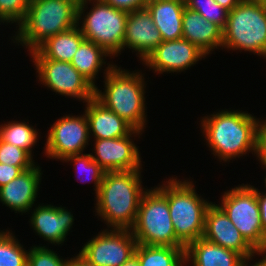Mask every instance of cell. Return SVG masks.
Instances as JSON below:
<instances>
[{"mask_svg":"<svg viewBox=\"0 0 266 266\" xmlns=\"http://www.w3.org/2000/svg\"><path fill=\"white\" fill-rule=\"evenodd\" d=\"M69 259L59 258L57 253L45 246H33L27 256V266H68Z\"/></svg>","mask_w":266,"mask_h":266,"instance_id":"obj_32","label":"cell"},{"mask_svg":"<svg viewBox=\"0 0 266 266\" xmlns=\"http://www.w3.org/2000/svg\"><path fill=\"white\" fill-rule=\"evenodd\" d=\"M201 126L208 146L221 161H229L247 152L258 153L262 121L240 110H222L202 117Z\"/></svg>","mask_w":266,"mask_h":266,"instance_id":"obj_1","label":"cell"},{"mask_svg":"<svg viewBox=\"0 0 266 266\" xmlns=\"http://www.w3.org/2000/svg\"><path fill=\"white\" fill-rule=\"evenodd\" d=\"M122 266H140L138 258L134 255L128 261H126Z\"/></svg>","mask_w":266,"mask_h":266,"instance_id":"obj_40","label":"cell"},{"mask_svg":"<svg viewBox=\"0 0 266 266\" xmlns=\"http://www.w3.org/2000/svg\"><path fill=\"white\" fill-rule=\"evenodd\" d=\"M64 208L50 204L43 206L39 204L30 217L33 230L44 240L54 245H59L65 241L73 225V214Z\"/></svg>","mask_w":266,"mask_h":266,"instance_id":"obj_18","label":"cell"},{"mask_svg":"<svg viewBox=\"0 0 266 266\" xmlns=\"http://www.w3.org/2000/svg\"><path fill=\"white\" fill-rule=\"evenodd\" d=\"M257 202L260 210L261 223L263 225V236L266 240V193L258 191L257 189Z\"/></svg>","mask_w":266,"mask_h":266,"instance_id":"obj_36","label":"cell"},{"mask_svg":"<svg viewBox=\"0 0 266 266\" xmlns=\"http://www.w3.org/2000/svg\"><path fill=\"white\" fill-rule=\"evenodd\" d=\"M185 247L151 246L137 243L134 255L140 266H184Z\"/></svg>","mask_w":266,"mask_h":266,"instance_id":"obj_25","label":"cell"},{"mask_svg":"<svg viewBox=\"0 0 266 266\" xmlns=\"http://www.w3.org/2000/svg\"><path fill=\"white\" fill-rule=\"evenodd\" d=\"M223 48L249 51L266 58V5L241 0L228 11Z\"/></svg>","mask_w":266,"mask_h":266,"instance_id":"obj_6","label":"cell"},{"mask_svg":"<svg viewBox=\"0 0 266 266\" xmlns=\"http://www.w3.org/2000/svg\"><path fill=\"white\" fill-rule=\"evenodd\" d=\"M133 130L129 135L113 139H95V160L105 172L142 169L139 149L130 137L142 134Z\"/></svg>","mask_w":266,"mask_h":266,"instance_id":"obj_13","label":"cell"},{"mask_svg":"<svg viewBox=\"0 0 266 266\" xmlns=\"http://www.w3.org/2000/svg\"><path fill=\"white\" fill-rule=\"evenodd\" d=\"M131 231L139 244L185 247L176 238L168 199L157 188L146 189Z\"/></svg>","mask_w":266,"mask_h":266,"instance_id":"obj_8","label":"cell"},{"mask_svg":"<svg viewBox=\"0 0 266 266\" xmlns=\"http://www.w3.org/2000/svg\"><path fill=\"white\" fill-rule=\"evenodd\" d=\"M259 255L263 256L261 260H259L258 262H255V264L249 265L248 262L250 260H252V258L254 256L248 257V258H244L243 261L240 263L239 266H266V257L261 253L258 252Z\"/></svg>","mask_w":266,"mask_h":266,"instance_id":"obj_38","label":"cell"},{"mask_svg":"<svg viewBox=\"0 0 266 266\" xmlns=\"http://www.w3.org/2000/svg\"><path fill=\"white\" fill-rule=\"evenodd\" d=\"M31 0H0V22L18 23L24 21Z\"/></svg>","mask_w":266,"mask_h":266,"instance_id":"obj_31","label":"cell"},{"mask_svg":"<svg viewBox=\"0 0 266 266\" xmlns=\"http://www.w3.org/2000/svg\"><path fill=\"white\" fill-rule=\"evenodd\" d=\"M206 57L196 45L184 38L162 41L146 59L145 66L153 69L155 73L182 72L194 66L197 61Z\"/></svg>","mask_w":266,"mask_h":266,"instance_id":"obj_14","label":"cell"},{"mask_svg":"<svg viewBox=\"0 0 266 266\" xmlns=\"http://www.w3.org/2000/svg\"><path fill=\"white\" fill-rule=\"evenodd\" d=\"M203 238L239 253L243 258L258 255L217 204L211 203L207 209Z\"/></svg>","mask_w":266,"mask_h":266,"instance_id":"obj_15","label":"cell"},{"mask_svg":"<svg viewBox=\"0 0 266 266\" xmlns=\"http://www.w3.org/2000/svg\"><path fill=\"white\" fill-rule=\"evenodd\" d=\"M116 9L125 10L127 12L134 11L139 8L146 7L149 0H103Z\"/></svg>","mask_w":266,"mask_h":266,"instance_id":"obj_34","label":"cell"},{"mask_svg":"<svg viewBox=\"0 0 266 266\" xmlns=\"http://www.w3.org/2000/svg\"><path fill=\"white\" fill-rule=\"evenodd\" d=\"M89 135L94 139H113L129 135L134 128L95 97L87 101L85 112ZM91 133V134H90Z\"/></svg>","mask_w":266,"mask_h":266,"instance_id":"obj_19","label":"cell"},{"mask_svg":"<svg viewBox=\"0 0 266 266\" xmlns=\"http://www.w3.org/2000/svg\"><path fill=\"white\" fill-rule=\"evenodd\" d=\"M162 41L147 7L128 12L122 50L125 46L135 50L144 61Z\"/></svg>","mask_w":266,"mask_h":266,"instance_id":"obj_16","label":"cell"},{"mask_svg":"<svg viewBox=\"0 0 266 266\" xmlns=\"http://www.w3.org/2000/svg\"><path fill=\"white\" fill-rule=\"evenodd\" d=\"M104 71L105 90L102 92L96 87L95 98L135 130L143 131L147 121L144 97L146 84L142 73H131L112 64Z\"/></svg>","mask_w":266,"mask_h":266,"instance_id":"obj_3","label":"cell"},{"mask_svg":"<svg viewBox=\"0 0 266 266\" xmlns=\"http://www.w3.org/2000/svg\"><path fill=\"white\" fill-rule=\"evenodd\" d=\"M79 1L31 0L25 19L13 36L16 43L31 52L49 37L75 27L78 25Z\"/></svg>","mask_w":266,"mask_h":266,"instance_id":"obj_4","label":"cell"},{"mask_svg":"<svg viewBox=\"0 0 266 266\" xmlns=\"http://www.w3.org/2000/svg\"><path fill=\"white\" fill-rule=\"evenodd\" d=\"M41 174L40 167L36 165L0 187L1 203L16 211L15 213L32 210L30 208L36 201Z\"/></svg>","mask_w":266,"mask_h":266,"instance_id":"obj_17","label":"cell"},{"mask_svg":"<svg viewBox=\"0 0 266 266\" xmlns=\"http://www.w3.org/2000/svg\"><path fill=\"white\" fill-rule=\"evenodd\" d=\"M220 6L231 11L241 0H215Z\"/></svg>","mask_w":266,"mask_h":266,"instance_id":"obj_39","label":"cell"},{"mask_svg":"<svg viewBox=\"0 0 266 266\" xmlns=\"http://www.w3.org/2000/svg\"><path fill=\"white\" fill-rule=\"evenodd\" d=\"M0 163L17 167H34L35 162L32 155L22 148L0 139Z\"/></svg>","mask_w":266,"mask_h":266,"instance_id":"obj_30","label":"cell"},{"mask_svg":"<svg viewBox=\"0 0 266 266\" xmlns=\"http://www.w3.org/2000/svg\"><path fill=\"white\" fill-rule=\"evenodd\" d=\"M31 168L32 167H17L0 163V187L8 184L11 180L18 177L23 171Z\"/></svg>","mask_w":266,"mask_h":266,"instance_id":"obj_33","label":"cell"},{"mask_svg":"<svg viewBox=\"0 0 266 266\" xmlns=\"http://www.w3.org/2000/svg\"><path fill=\"white\" fill-rule=\"evenodd\" d=\"M90 136L86 113L81 116L66 115L50 128L45 144V156L63 160L72 154H81Z\"/></svg>","mask_w":266,"mask_h":266,"instance_id":"obj_12","label":"cell"},{"mask_svg":"<svg viewBox=\"0 0 266 266\" xmlns=\"http://www.w3.org/2000/svg\"><path fill=\"white\" fill-rule=\"evenodd\" d=\"M107 56L111 57L102 47L85 39L74 54L71 64L96 88V75L106 63L104 57Z\"/></svg>","mask_w":266,"mask_h":266,"instance_id":"obj_24","label":"cell"},{"mask_svg":"<svg viewBox=\"0 0 266 266\" xmlns=\"http://www.w3.org/2000/svg\"><path fill=\"white\" fill-rule=\"evenodd\" d=\"M28 251L24 250L13 233L0 232V266H27Z\"/></svg>","mask_w":266,"mask_h":266,"instance_id":"obj_27","label":"cell"},{"mask_svg":"<svg viewBox=\"0 0 266 266\" xmlns=\"http://www.w3.org/2000/svg\"><path fill=\"white\" fill-rule=\"evenodd\" d=\"M253 1L259 2L262 5H266V0H253Z\"/></svg>","mask_w":266,"mask_h":266,"instance_id":"obj_41","label":"cell"},{"mask_svg":"<svg viewBox=\"0 0 266 266\" xmlns=\"http://www.w3.org/2000/svg\"><path fill=\"white\" fill-rule=\"evenodd\" d=\"M172 177L156 187L167 199L176 238L186 247L203 237L205 216L212 202L200 197L192 182Z\"/></svg>","mask_w":266,"mask_h":266,"instance_id":"obj_5","label":"cell"},{"mask_svg":"<svg viewBox=\"0 0 266 266\" xmlns=\"http://www.w3.org/2000/svg\"><path fill=\"white\" fill-rule=\"evenodd\" d=\"M257 159L261 161V165L266 166V120H263L259 130Z\"/></svg>","mask_w":266,"mask_h":266,"instance_id":"obj_35","label":"cell"},{"mask_svg":"<svg viewBox=\"0 0 266 266\" xmlns=\"http://www.w3.org/2000/svg\"><path fill=\"white\" fill-rule=\"evenodd\" d=\"M62 161L74 162L75 163L74 165L76 167L75 169L77 171L78 169H80V172L89 174L90 175L89 178L90 177L91 178L90 180L88 179V181H92V182L94 181V186L96 188V189L94 188V190H95L96 195L98 194L105 171L101 168V166L95 160L92 159V153L91 154H84V153L72 154L64 158Z\"/></svg>","mask_w":266,"mask_h":266,"instance_id":"obj_29","label":"cell"},{"mask_svg":"<svg viewBox=\"0 0 266 266\" xmlns=\"http://www.w3.org/2000/svg\"><path fill=\"white\" fill-rule=\"evenodd\" d=\"M146 7L163 41L182 38V14L186 7L185 0H149Z\"/></svg>","mask_w":266,"mask_h":266,"instance_id":"obj_22","label":"cell"},{"mask_svg":"<svg viewBox=\"0 0 266 266\" xmlns=\"http://www.w3.org/2000/svg\"><path fill=\"white\" fill-rule=\"evenodd\" d=\"M222 203L217 204L239 230L245 240L257 251L266 246L263 236L260 210L257 202V188L242 185L226 191Z\"/></svg>","mask_w":266,"mask_h":266,"instance_id":"obj_9","label":"cell"},{"mask_svg":"<svg viewBox=\"0 0 266 266\" xmlns=\"http://www.w3.org/2000/svg\"><path fill=\"white\" fill-rule=\"evenodd\" d=\"M141 180V169L105 172L99 192L95 195V209L108 228H133L141 198L146 192Z\"/></svg>","mask_w":266,"mask_h":266,"instance_id":"obj_2","label":"cell"},{"mask_svg":"<svg viewBox=\"0 0 266 266\" xmlns=\"http://www.w3.org/2000/svg\"><path fill=\"white\" fill-rule=\"evenodd\" d=\"M261 253L264 254V256L266 257V255H265V254H266V246H265V248L261 251Z\"/></svg>","mask_w":266,"mask_h":266,"instance_id":"obj_42","label":"cell"},{"mask_svg":"<svg viewBox=\"0 0 266 266\" xmlns=\"http://www.w3.org/2000/svg\"><path fill=\"white\" fill-rule=\"evenodd\" d=\"M68 266H95L92 265L86 258L80 253L76 257L70 258Z\"/></svg>","mask_w":266,"mask_h":266,"instance_id":"obj_37","label":"cell"},{"mask_svg":"<svg viewBox=\"0 0 266 266\" xmlns=\"http://www.w3.org/2000/svg\"><path fill=\"white\" fill-rule=\"evenodd\" d=\"M185 6L198 12L207 21L217 24L222 29L225 28L228 10L220 6L215 0H185Z\"/></svg>","mask_w":266,"mask_h":266,"instance_id":"obj_28","label":"cell"},{"mask_svg":"<svg viewBox=\"0 0 266 266\" xmlns=\"http://www.w3.org/2000/svg\"><path fill=\"white\" fill-rule=\"evenodd\" d=\"M38 131L26 122L11 121L0 125V139L24 149L30 155L38 140Z\"/></svg>","mask_w":266,"mask_h":266,"instance_id":"obj_26","label":"cell"},{"mask_svg":"<svg viewBox=\"0 0 266 266\" xmlns=\"http://www.w3.org/2000/svg\"><path fill=\"white\" fill-rule=\"evenodd\" d=\"M136 246L131 230L105 229L89 240L79 253L95 266H122L134 256Z\"/></svg>","mask_w":266,"mask_h":266,"instance_id":"obj_10","label":"cell"},{"mask_svg":"<svg viewBox=\"0 0 266 266\" xmlns=\"http://www.w3.org/2000/svg\"><path fill=\"white\" fill-rule=\"evenodd\" d=\"M94 7L86 13L79 27L86 40L102 47L111 56L122 51L128 12L116 9L103 0H80L78 5V25L87 3ZM92 1V2H91ZM95 3V4H94Z\"/></svg>","mask_w":266,"mask_h":266,"instance_id":"obj_7","label":"cell"},{"mask_svg":"<svg viewBox=\"0 0 266 266\" xmlns=\"http://www.w3.org/2000/svg\"><path fill=\"white\" fill-rule=\"evenodd\" d=\"M85 40L78 25L49 37L36 50L30 52L32 59H51L71 62L80 44Z\"/></svg>","mask_w":266,"mask_h":266,"instance_id":"obj_23","label":"cell"},{"mask_svg":"<svg viewBox=\"0 0 266 266\" xmlns=\"http://www.w3.org/2000/svg\"><path fill=\"white\" fill-rule=\"evenodd\" d=\"M39 80L52 91L87 102L95 97V87L71 64L51 59H33Z\"/></svg>","mask_w":266,"mask_h":266,"instance_id":"obj_11","label":"cell"},{"mask_svg":"<svg viewBox=\"0 0 266 266\" xmlns=\"http://www.w3.org/2000/svg\"><path fill=\"white\" fill-rule=\"evenodd\" d=\"M243 257L232 250L205 240L203 237L185 247L184 260L193 266H239Z\"/></svg>","mask_w":266,"mask_h":266,"instance_id":"obj_21","label":"cell"},{"mask_svg":"<svg viewBox=\"0 0 266 266\" xmlns=\"http://www.w3.org/2000/svg\"><path fill=\"white\" fill-rule=\"evenodd\" d=\"M182 38L208 55L217 47H222L223 29L185 7L182 14Z\"/></svg>","mask_w":266,"mask_h":266,"instance_id":"obj_20","label":"cell"}]
</instances>
